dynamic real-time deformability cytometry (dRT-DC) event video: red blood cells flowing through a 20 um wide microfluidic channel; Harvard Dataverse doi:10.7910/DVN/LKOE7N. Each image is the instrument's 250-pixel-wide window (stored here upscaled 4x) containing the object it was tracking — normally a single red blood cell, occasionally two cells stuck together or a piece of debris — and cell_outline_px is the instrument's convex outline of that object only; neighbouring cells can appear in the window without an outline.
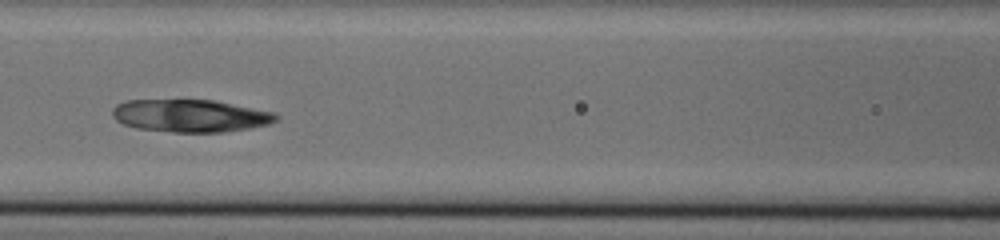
{"species": "common noctule bat (a hibernating species)", "species_latin": "Nyctalus noctula", "temperature_condition": "cold", "stored_images_in_passage": 34, "camera_frame_rate_fps": 3000, "um_per_image_px": 0.085, "animal": {"sex": "male", "body_mass_g": 20.0, "forearm_length_mm": 53.3}, "frame": {"image": 1, "passage_image": 9, "time_ms": 2.667, "image_size_px": [1000, 240], "cell_outline_px": [[280, 116], [276, 120], [268, 124], [248, 128], [224, 132], [172, 132], [136, 128], [124, 124], [116, 120], [112, 116], [112, 108], [116, 104], [128, 100], [216, 100], [272, 112]], "centroid_in_image_um": [16.15, 9.83], "position_along_channel_um": 150.5, "area_um2": 31.04}}
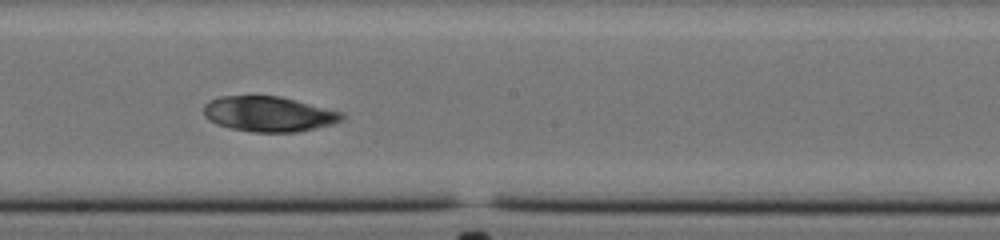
{"frame": {"image": 2, "passage_image": 15, "time_ms": 4.667, "image_size_px": [1000, 240], "cell_outline_px": [[344, 120], [332, 124], [316, 128], [296, 132], [252, 132], [232, 128], [216, 124], [208, 120], [204, 116], [204, 104], [208, 100], [220, 96], [280, 96], [344, 112]], "centroid_in_image_um": [22.84, 9.69], "position_along_channel_um": 225.4, "area_um2": 28.55}}
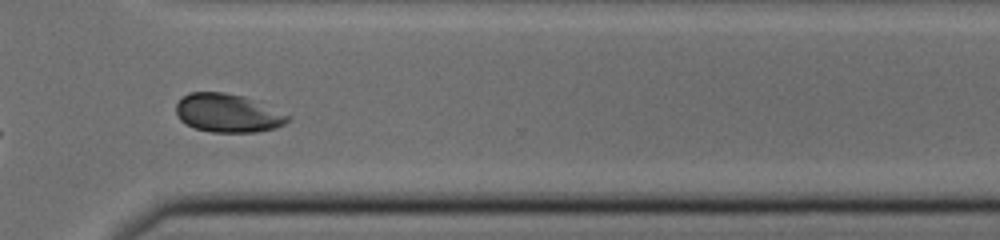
{"frame": {"image": 3, "passage_image": 25, "time_ms": 8.0, "image_size_px": [1000, 240], "cell_outline_px": [[292, 116], [284, 124], [276, 128], [256, 132], [212, 132], [196, 128], [180, 120], [176, 112], [176, 104], [188, 92], [224, 92], [244, 96], [256, 100]], "centroid_in_image_um": [19.39, 9.6], "position_along_channel_um": 351.2, "area_um2": 25.09}, "authors_computed_cell_mechanics": {"area_um2": 28.3509, "velocity_mm_per_s": 3.7574, "shape_relaxation_time_tau1_ms": 9.015, "shape_relaxation_time_tau2_ms": 3.5708, "deformation_change_tau1": 0.402, "deformation_change_tau2": 0.0477}}